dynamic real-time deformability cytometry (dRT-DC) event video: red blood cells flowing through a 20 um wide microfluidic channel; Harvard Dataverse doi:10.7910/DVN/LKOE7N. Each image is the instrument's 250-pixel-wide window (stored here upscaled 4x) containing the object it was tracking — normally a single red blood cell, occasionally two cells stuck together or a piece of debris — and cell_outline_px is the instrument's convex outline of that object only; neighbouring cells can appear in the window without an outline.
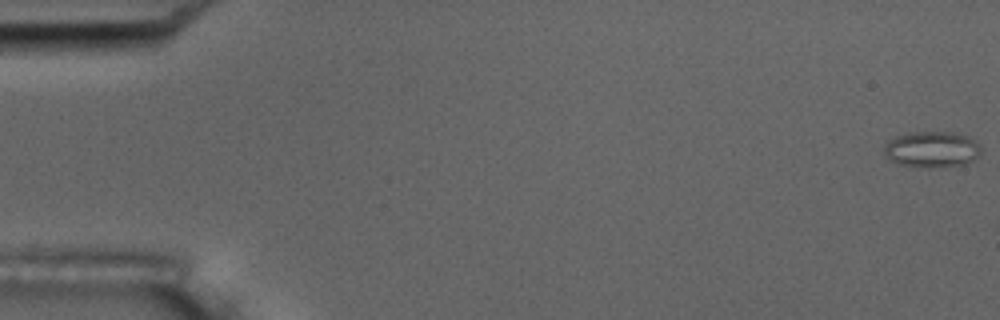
{"species": "common noctule bat (a hibernating species)", "species_latin": "Nyctalus noctula", "temperature_condition": "room temperature", "stored_images_in_passage": 16, "camera_frame_rate_fps": 3000, "um_per_image_px": 0.085, "animal": {"sex": "male", "body_mass_g": 17.5, "forearm_length_mm": 52.3}, "frame": {"image": 1, "passage_image": 1, "time_ms": 0.0, "image_size_px": [1000, 320], "cell_outline_px": [[980, 152], [972, 160], [964, 164], [944, 168], [928, 168], [896, 164], [888, 160], [884, 152], [884, 144], [888, 140], [896, 136], [912, 132], [952, 132], [968, 136], [980, 144]], "centroid_in_image_um": [79.17, 12.71], "position_along_channel_um": 5.8, "area_um2": 20.69}}
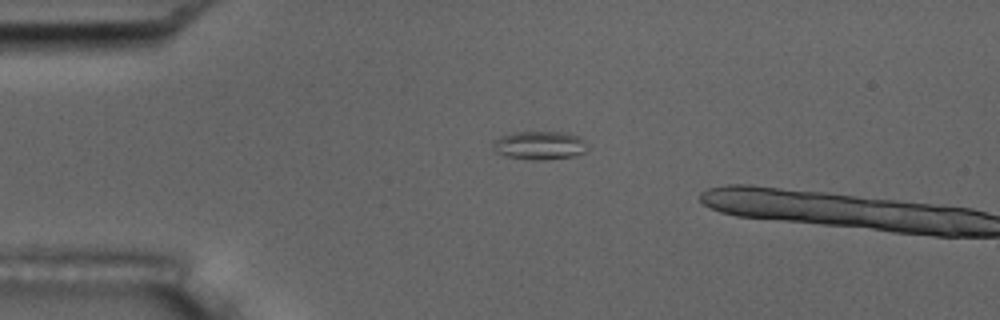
{"frame": {"image": 2, "passage_image": 14, "time_ms": 4.333, "image_size_px": [1000, 320], "cell_outline_px": [[584, 152], [576, 156], [544, 160], [532, 160], [508, 156], [496, 152], [492, 148], [492, 144], [500, 136], [516, 132], [568, 132], [580, 136], [584, 140]], "centroid_in_image_um": [45.87, 12.35], "position_along_channel_um": 39.1, "area_um2": 15.61}}